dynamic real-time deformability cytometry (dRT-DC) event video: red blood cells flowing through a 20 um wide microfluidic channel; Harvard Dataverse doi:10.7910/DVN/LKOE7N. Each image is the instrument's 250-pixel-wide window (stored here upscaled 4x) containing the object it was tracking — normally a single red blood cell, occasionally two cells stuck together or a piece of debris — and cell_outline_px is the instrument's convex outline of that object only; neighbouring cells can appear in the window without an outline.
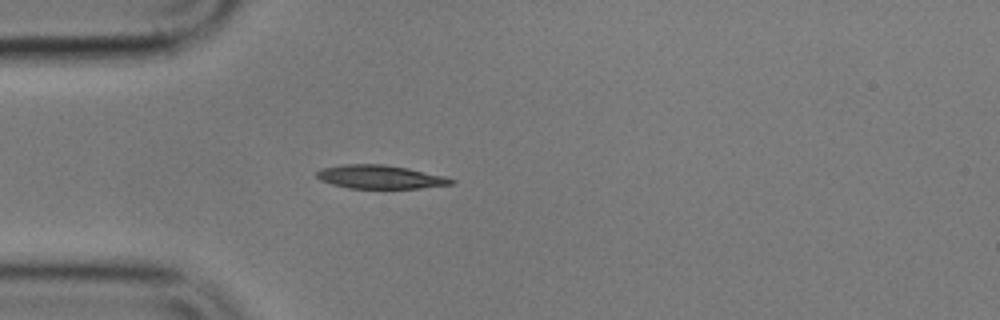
{"species": "common noctule bat (a hibernating species)", "species_latin": "Nyctalus noctula", "temperature_condition": "cold", "stored_images_in_passage": 42, "camera_frame_rate_fps": 3000, "um_per_image_px": 0.085, "animal": {"sex": "male", "body_mass_g": 17.9}, "frame": {"image": 1, "passage_image": 1, "time_ms": 0.0, "image_size_px": [1000, 320], "cell_outline_px": [[456, 180], [452, 184], [420, 188], [348, 188], [332, 184], [320, 180], [316, 176], [316, 172], [320, 168], [344, 164], [384, 164], [408, 168], [444, 176]], "centroid_in_image_um": [32.28, 15.03], "position_along_channel_um": 52.7, "area_um2": 18.44}}
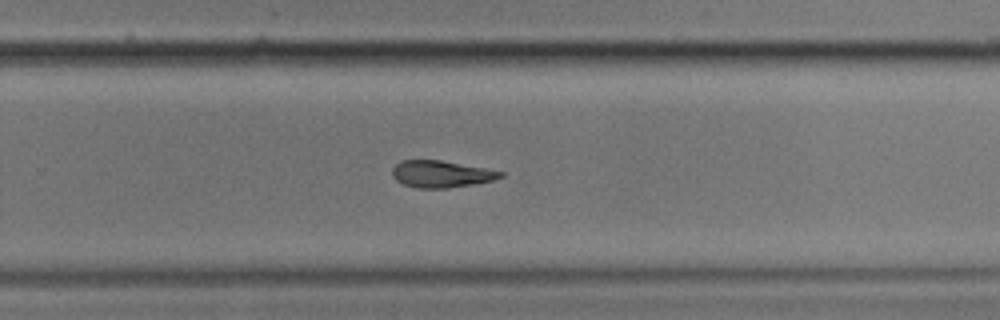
{"frame": {"image": 2, "passage_image": 22, "time_ms": 7.0, "image_size_px": [1000, 320], "cell_outline_px": [[504, 176], [492, 180], [476, 184], [448, 188], [416, 188], [404, 184], [396, 180], [392, 176], [392, 168], [400, 160], [440, 160], [484, 168], [504, 172]], "centroid_in_image_um": [37.48, 14.79], "position_along_channel_um": 292.3, "area_um2": 16.94}}
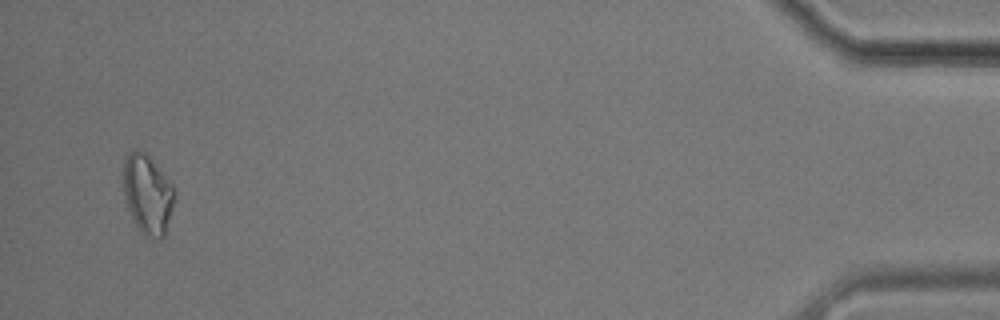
{"frame": {"image": 3, "passage_image": 40, "time_ms": 13.0, "image_size_px": [1000, 320], "cell_outline_px": [[176, 192], [164, 236], [160, 240], [144, 236], [140, 232], [128, 208], [124, 196], [124, 160], [128, 152], [136, 148], [144, 152], [148, 156], [172, 184]], "centroid_in_image_um": [12.54, 16.52], "position_along_channel_um": 422.7, "area_um2": 23.41}, "authors_computed_cell_mechanics": {"area_um2": 18.2937, "velocity_mm_per_s": 3.5238, "shape_relaxation_time_tau1_ms": 4.2015, "shape_relaxation_time_tau2_ms": null, "deformation_change_tau1": 0.12, "deformation_change_tau2": null}}